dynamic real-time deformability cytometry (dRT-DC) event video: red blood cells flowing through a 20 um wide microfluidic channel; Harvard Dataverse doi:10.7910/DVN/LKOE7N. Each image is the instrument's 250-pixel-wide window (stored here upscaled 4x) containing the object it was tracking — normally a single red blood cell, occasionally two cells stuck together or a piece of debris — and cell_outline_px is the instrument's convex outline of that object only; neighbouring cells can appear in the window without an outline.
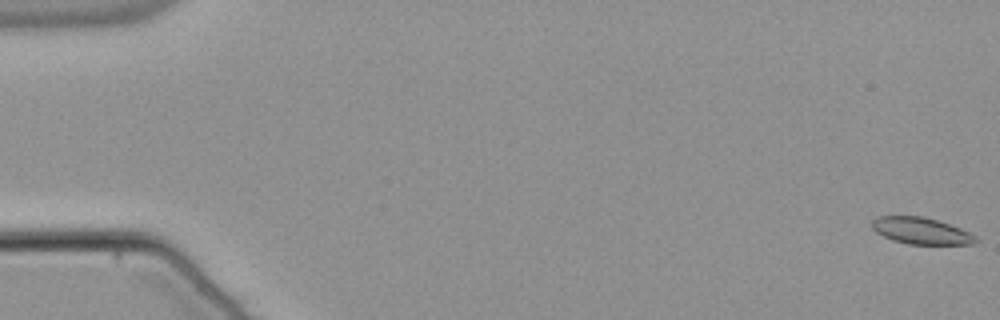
{"species": "common noctule bat (a hibernating species)", "species_latin": "Nyctalus noctula", "temperature_condition": "warm", "stored_images_in_passage": 55, "camera_frame_rate_fps": 3000, "um_per_image_px": 0.085, "animal": {"sex": "male", "body_mass_g": 21.5, "forearm_length_mm": 52.0}, "frame": {"image": 1, "passage_image": 1, "time_ms": 0.0, "image_size_px": [1000, 320], "cell_outline_px": [[980, 240], [972, 244], [908, 244], [892, 240], [876, 232], [872, 228], [872, 220], [876, 216], [924, 216], [960, 228], [976, 236]], "centroid_in_image_um": [78.28, 19.62], "position_along_channel_um": 6.7, "area_um2": 16.07}}
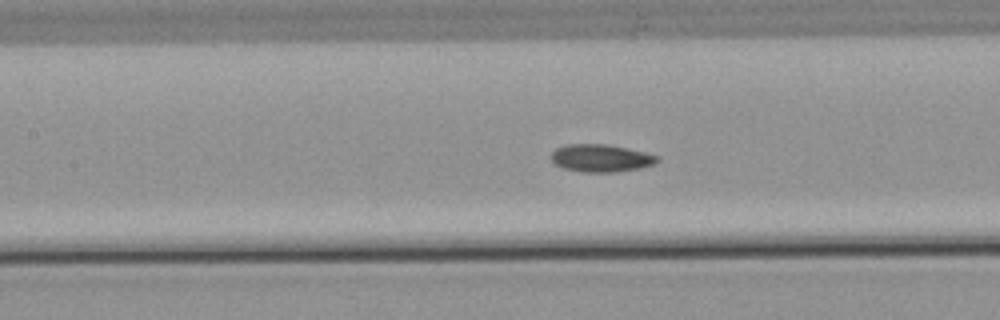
{"frame": {"image": 2, "passage_image": 26, "time_ms": 8.333, "image_size_px": [1000, 320], "cell_outline_px": [[660, 160], [656, 164], [640, 168], [616, 172], [580, 172], [564, 168], [556, 164], [552, 160], [552, 152], [556, 148], [564, 144], [608, 144], [628, 148], [644, 152], [656, 156]], "centroid_in_image_um": [51.09, 13.44], "position_along_channel_um": 156.3, "area_um2": 17.11}}
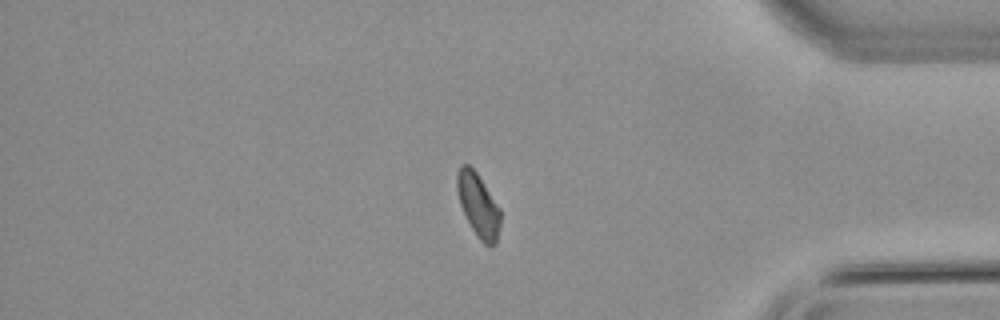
{"frame": {"image": 3, "passage_image": 47, "time_ms": 15.333, "image_size_px": [1000, 320], "cell_outline_px": [[500, 224], [496, 244], [492, 248], [488, 248], [480, 240], [472, 228], [460, 204], [456, 188], [456, 172], [460, 164], [468, 164], [476, 172], [500, 208]], "centroid_in_image_um": [40.65, 17.45], "position_along_channel_um": 394.6, "area_um2": 16.07}, "authors_computed_cell_mechanics": {"area_um2": 16.8198, "velocity_mm_per_s": 3.7896, "shape_relaxation_time_tau1_ms": 8.7008, "shape_relaxation_time_tau2_ms": 4.2523, "deformation_change_tau1": 0.1651, "deformation_change_tau2": 0.0702}}